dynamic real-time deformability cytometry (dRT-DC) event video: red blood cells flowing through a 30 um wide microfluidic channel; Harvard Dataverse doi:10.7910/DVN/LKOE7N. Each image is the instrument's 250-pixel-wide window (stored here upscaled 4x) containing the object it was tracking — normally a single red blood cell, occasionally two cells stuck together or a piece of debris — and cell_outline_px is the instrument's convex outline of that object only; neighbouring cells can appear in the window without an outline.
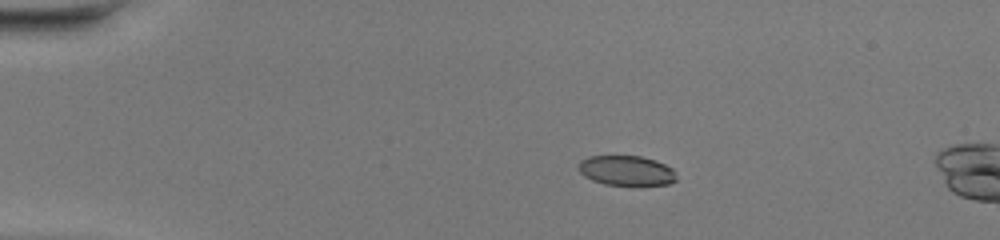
{"species": "common noctule bat (a hibernating species)", "species_latin": "Nyctalus noctula", "temperature_condition": "warm", "stored_images_in_passage": 5, "camera_frame_rate_fps": 3000, "um_per_image_px": 0.085, "animal": {"sex": "female", "body_mass_g": 20.0, "forearm_length_mm": 54.0}, "frame": {"image": 1, "passage_image": 1, "time_ms": 0.0, "image_size_px": [1000, 240], "cell_outline_px": [[676, 180], [668, 184], [640, 188], [604, 184], [592, 180], [584, 176], [580, 172], [580, 160], [588, 156], [640, 156], [656, 160], [672, 168], [676, 176]], "centroid_in_image_um": [53.29, 14.55], "position_along_channel_um": 31.7, "area_um2": 17.69}}